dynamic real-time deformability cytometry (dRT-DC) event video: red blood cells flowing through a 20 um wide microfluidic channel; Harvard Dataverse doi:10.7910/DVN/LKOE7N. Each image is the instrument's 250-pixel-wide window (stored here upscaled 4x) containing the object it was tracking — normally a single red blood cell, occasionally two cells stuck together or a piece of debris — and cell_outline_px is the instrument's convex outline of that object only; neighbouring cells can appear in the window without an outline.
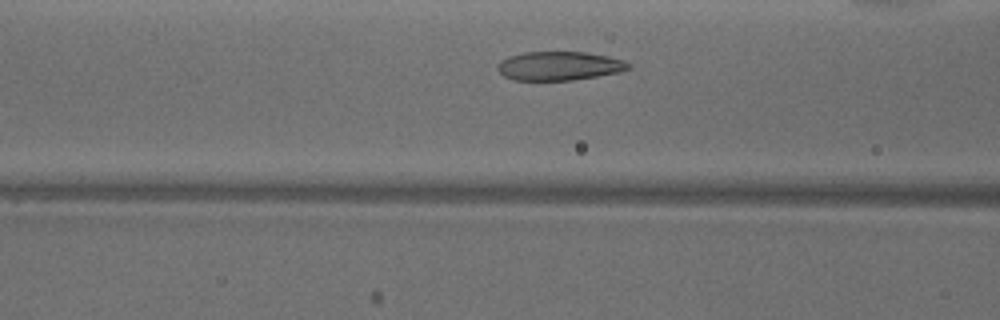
{"species": "common noctule bat (a hibernating species)", "species_latin": "Nyctalus noctula", "temperature_condition": "warm", "stored_images_in_passage": 28, "camera_frame_rate_fps": 3000, "um_per_image_px": 0.085, "animal": {"sex": "male", "body_mass_g": 18.8}, "frame": {"image": 1, "passage_image": 9, "time_ms": 2.667, "image_size_px": [1000, 320], "cell_outline_px": [[632, 68], [620, 72], [572, 80], [516, 80], [504, 76], [496, 68], [496, 64], [500, 60], [508, 56], [524, 52], [584, 52], [608, 56], [624, 60], [632, 64]], "centroid_in_image_um": [47.54, 5.6], "position_along_channel_um": 119.1, "area_um2": 22.14}}
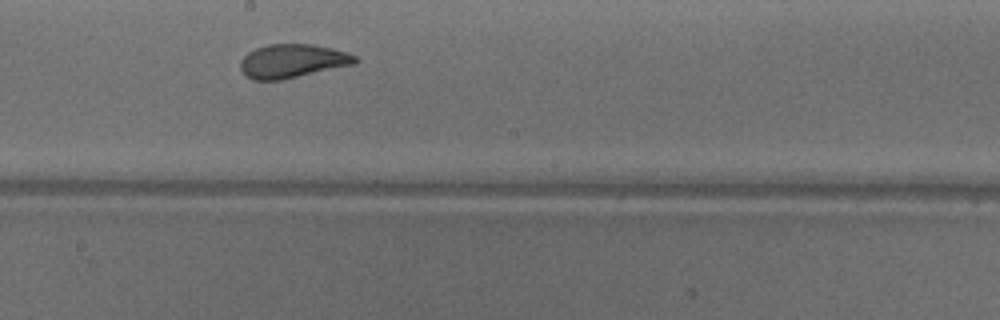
{"frame": {"image": 2, "passage_image": 17, "time_ms": 5.333, "image_size_px": [1000, 320], "cell_outline_px": [[360, 60], [356, 64], [280, 80], [252, 80], [240, 68], [240, 60], [248, 52], [256, 48], [268, 44], [312, 44], [332, 48], [348, 52], [356, 56]], "centroid_in_image_um": [24.89, 5.18], "position_along_channel_um": 223.3, "area_um2": 22.6}}
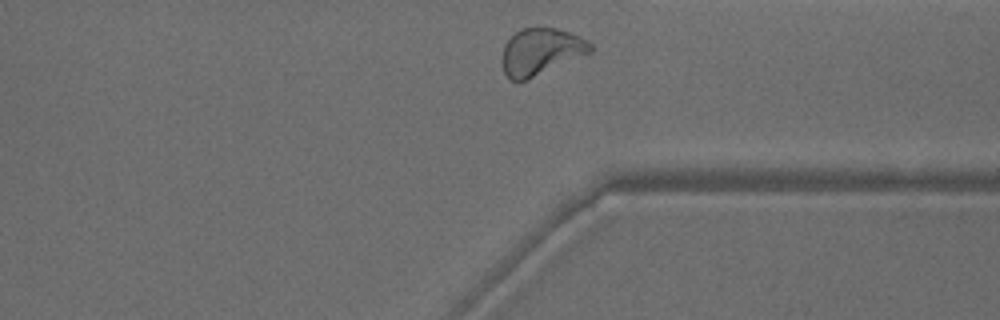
{"frame": {"image": 3, "passage_image": 28, "time_ms": 9.0, "image_size_px": [1000, 320], "cell_outline_px": [[592, 52], [528, 80], [516, 84], [504, 72], [504, 44], [520, 28], [556, 28], [568, 32], [592, 44]], "centroid_in_image_um": [45.97, 4.42], "position_along_channel_um": 365.4, "area_um2": 23.76}, "authors_computed_cell_mechanics": {"area_um2": 22.542, "velocity_mm_per_s": 3.914, "shape_relaxation_time_tau1_ms": 5.4798, "shape_relaxation_time_tau2_ms": 1.0216, "deformation_change_tau1": 0.1762, "deformation_change_tau2": 0.0729}}